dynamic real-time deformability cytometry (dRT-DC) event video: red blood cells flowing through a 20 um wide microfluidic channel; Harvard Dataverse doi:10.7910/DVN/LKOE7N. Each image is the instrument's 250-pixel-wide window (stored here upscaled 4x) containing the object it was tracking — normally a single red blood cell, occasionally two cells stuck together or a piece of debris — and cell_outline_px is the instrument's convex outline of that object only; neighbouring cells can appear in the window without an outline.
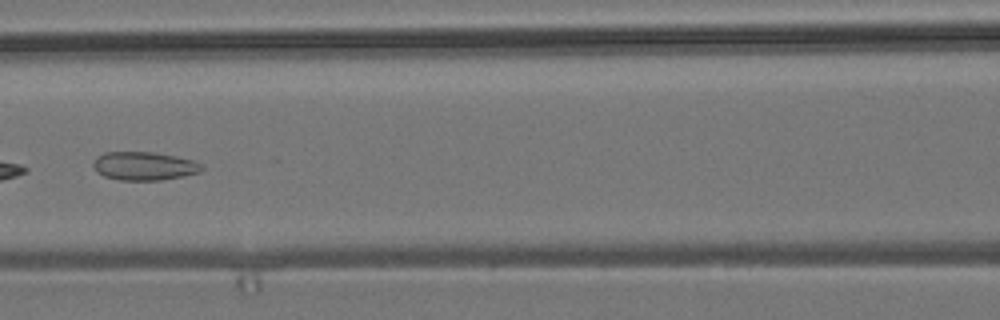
{"species": "common noctule bat (a hibernating species)", "species_latin": "Nyctalus noctula", "temperature_condition": "room temperature", "stored_images_in_passage": 6, "camera_frame_rate_fps": 3000, "um_per_image_px": 0.085, "animal": {"sex": "male", "body_mass_g": 19.2, "forearm_length_mm": 51.8}, "frame": {"image": 1, "passage_image": 6, "time_ms": 1.667, "image_size_px": [1000, 320], "cell_outline_px": [[204, 168], [200, 172], [184, 176], [160, 180], [120, 180], [104, 176], [96, 172], [92, 164], [96, 156], [104, 152], [152, 152], [176, 156], [192, 160], [200, 164]], "centroid_in_image_um": [12.22, 14.11], "position_along_channel_um": 154.4, "area_um2": 18.03}}